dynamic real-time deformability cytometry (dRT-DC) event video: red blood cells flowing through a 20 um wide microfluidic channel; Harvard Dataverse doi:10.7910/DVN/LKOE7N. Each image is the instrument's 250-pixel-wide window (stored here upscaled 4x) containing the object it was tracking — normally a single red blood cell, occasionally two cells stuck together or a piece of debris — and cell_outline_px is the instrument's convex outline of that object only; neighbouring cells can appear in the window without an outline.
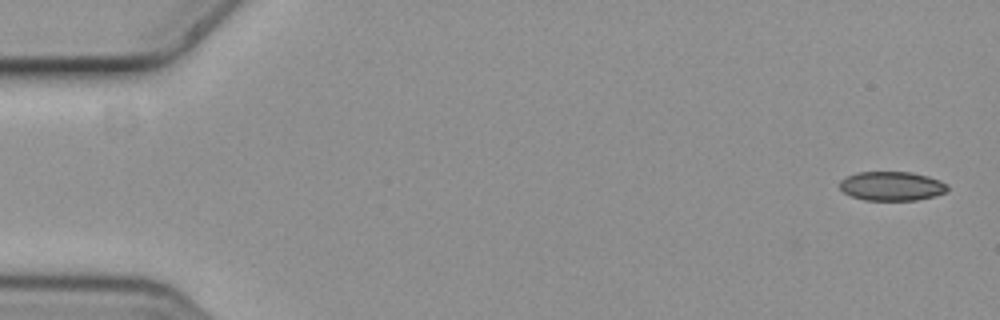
{"species": "common noctule bat (a hibernating species)", "species_latin": "Nyctalus noctula", "temperature_condition": "cold", "stored_images_in_passage": 6, "camera_frame_rate_fps": 3000, "um_per_image_px": 0.085, "animal": {"sex": "female", "body_mass_g": 19.3, "forearm_length_mm": 54.1}, "frame": {"image": 1, "passage_image": 1, "time_ms": 0.0, "image_size_px": [1000, 320], "cell_outline_px": [[948, 188], [944, 192], [932, 196], [916, 200], [864, 200], [852, 196], [844, 192], [840, 188], [840, 180], [856, 172], [912, 172], [928, 176], [940, 180], [948, 184]], "centroid_in_image_um": [75.79, 15.81], "position_along_channel_um": 9.2, "area_um2": 18.21}}
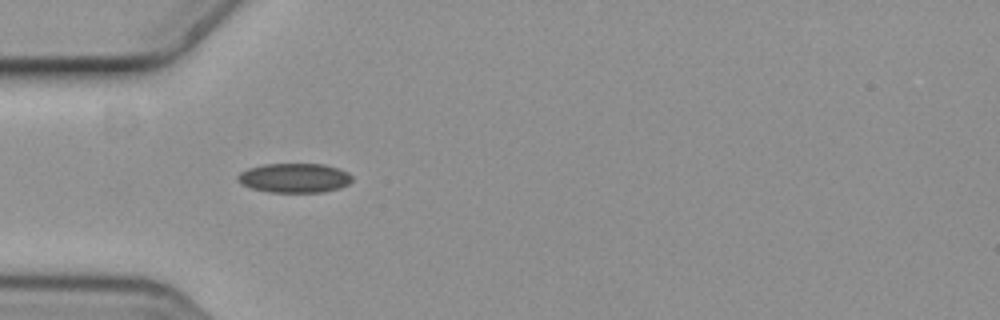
{"frame": {"image": 2, "passage_image": 5, "time_ms": 1.333, "image_size_px": [1000, 320], "cell_outline_px": [[352, 180], [348, 184], [340, 188], [324, 192], [268, 192], [252, 188], [240, 184], [236, 180], [236, 176], [240, 172], [248, 168], [264, 164], [324, 164], [348, 172], [352, 176]], "centroid_in_image_um": [25.0, 15.13], "position_along_channel_um": 60.0, "area_um2": 19.71}}
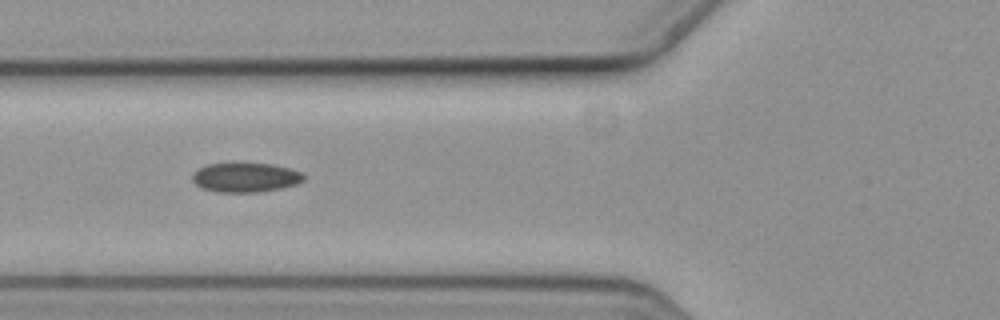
{"frame": {"image": 3, "passage_image": 6, "time_ms": 1.667, "image_size_px": [1000, 320], "cell_outline_px": [[304, 180], [296, 184], [280, 188], [260, 192], [216, 192], [200, 188], [192, 180], [192, 172], [196, 168], [208, 164], [272, 164], [292, 168], [304, 172]], "centroid_in_image_um": [20.85, 15.08], "position_along_channel_um": 104.9, "area_um2": 19.25}}